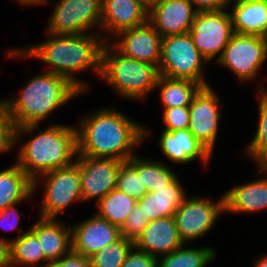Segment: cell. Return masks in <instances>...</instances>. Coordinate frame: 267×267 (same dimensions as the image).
I'll list each match as a JSON object with an SVG mask.
<instances>
[{
	"mask_svg": "<svg viewBox=\"0 0 267 267\" xmlns=\"http://www.w3.org/2000/svg\"><path fill=\"white\" fill-rule=\"evenodd\" d=\"M17 205H13L10 207H7L0 211V228H3L4 230H17L21 231L20 235H22L24 232L22 229H17L18 224L20 221V216L17 208L15 207ZM23 231V232H22Z\"/></svg>",
	"mask_w": 267,
	"mask_h": 267,
	"instance_id": "74e56055",
	"label": "cell"
},
{
	"mask_svg": "<svg viewBox=\"0 0 267 267\" xmlns=\"http://www.w3.org/2000/svg\"><path fill=\"white\" fill-rule=\"evenodd\" d=\"M159 147L163 156L175 164H188L197 158L204 164L211 161L212 153L192 135L189 129L171 132L163 130L159 137Z\"/></svg>",
	"mask_w": 267,
	"mask_h": 267,
	"instance_id": "d6986e66",
	"label": "cell"
},
{
	"mask_svg": "<svg viewBox=\"0 0 267 267\" xmlns=\"http://www.w3.org/2000/svg\"><path fill=\"white\" fill-rule=\"evenodd\" d=\"M135 204H137L135 198L114 188L96 203L98 206L96 215L121 228Z\"/></svg>",
	"mask_w": 267,
	"mask_h": 267,
	"instance_id": "4316f807",
	"label": "cell"
},
{
	"mask_svg": "<svg viewBox=\"0 0 267 267\" xmlns=\"http://www.w3.org/2000/svg\"><path fill=\"white\" fill-rule=\"evenodd\" d=\"M81 94L75 85L60 75L47 71L34 75L17 98L1 100L14 126V142H21L23 135H33L51 112Z\"/></svg>",
	"mask_w": 267,
	"mask_h": 267,
	"instance_id": "3957f363",
	"label": "cell"
},
{
	"mask_svg": "<svg viewBox=\"0 0 267 267\" xmlns=\"http://www.w3.org/2000/svg\"><path fill=\"white\" fill-rule=\"evenodd\" d=\"M134 243L121 236L90 257L91 267H121Z\"/></svg>",
	"mask_w": 267,
	"mask_h": 267,
	"instance_id": "1f68e13d",
	"label": "cell"
},
{
	"mask_svg": "<svg viewBox=\"0 0 267 267\" xmlns=\"http://www.w3.org/2000/svg\"><path fill=\"white\" fill-rule=\"evenodd\" d=\"M33 195V180L17 163L0 171V211Z\"/></svg>",
	"mask_w": 267,
	"mask_h": 267,
	"instance_id": "cb8c5ba5",
	"label": "cell"
},
{
	"mask_svg": "<svg viewBox=\"0 0 267 267\" xmlns=\"http://www.w3.org/2000/svg\"><path fill=\"white\" fill-rule=\"evenodd\" d=\"M121 162L118 159L77 155L74 163L80 173L82 201L95 199L97 203L116 188Z\"/></svg>",
	"mask_w": 267,
	"mask_h": 267,
	"instance_id": "7c38bea8",
	"label": "cell"
},
{
	"mask_svg": "<svg viewBox=\"0 0 267 267\" xmlns=\"http://www.w3.org/2000/svg\"><path fill=\"white\" fill-rule=\"evenodd\" d=\"M209 62L193 43L189 32L162 38L160 75L171 79H188L208 86L203 72Z\"/></svg>",
	"mask_w": 267,
	"mask_h": 267,
	"instance_id": "8992f818",
	"label": "cell"
},
{
	"mask_svg": "<svg viewBox=\"0 0 267 267\" xmlns=\"http://www.w3.org/2000/svg\"><path fill=\"white\" fill-rule=\"evenodd\" d=\"M211 85L201 87L189 106L190 118L188 129L211 153L215 148L221 110L220 97Z\"/></svg>",
	"mask_w": 267,
	"mask_h": 267,
	"instance_id": "4fadbf2b",
	"label": "cell"
},
{
	"mask_svg": "<svg viewBox=\"0 0 267 267\" xmlns=\"http://www.w3.org/2000/svg\"><path fill=\"white\" fill-rule=\"evenodd\" d=\"M116 188L136 200L142 198L147 193L141 181L140 155H134L129 160L121 162Z\"/></svg>",
	"mask_w": 267,
	"mask_h": 267,
	"instance_id": "f546056e",
	"label": "cell"
},
{
	"mask_svg": "<svg viewBox=\"0 0 267 267\" xmlns=\"http://www.w3.org/2000/svg\"><path fill=\"white\" fill-rule=\"evenodd\" d=\"M178 176L166 187L156 189L155 192H147L137 200L142 212L149 221L172 217L178 207L187 198Z\"/></svg>",
	"mask_w": 267,
	"mask_h": 267,
	"instance_id": "7402d4cb",
	"label": "cell"
},
{
	"mask_svg": "<svg viewBox=\"0 0 267 267\" xmlns=\"http://www.w3.org/2000/svg\"><path fill=\"white\" fill-rule=\"evenodd\" d=\"M47 39L36 45L10 49L8 56L30 57L50 65L51 72L69 80L83 94L89 89L88 82L75 77L74 72L93 71L101 75L102 50L106 40L99 33L76 35H52L46 33ZM92 69V70H91Z\"/></svg>",
	"mask_w": 267,
	"mask_h": 267,
	"instance_id": "6da1fadb",
	"label": "cell"
},
{
	"mask_svg": "<svg viewBox=\"0 0 267 267\" xmlns=\"http://www.w3.org/2000/svg\"><path fill=\"white\" fill-rule=\"evenodd\" d=\"M254 267H267V254L255 260Z\"/></svg>",
	"mask_w": 267,
	"mask_h": 267,
	"instance_id": "7bdbcfd3",
	"label": "cell"
},
{
	"mask_svg": "<svg viewBox=\"0 0 267 267\" xmlns=\"http://www.w3.org/2000/svg\"><path fill=\"white\" fill-rule=\"evenodd\" d=\"M267 37L234 33L215 62L228 68L240 82L253 80L266 62Z\"/></svg>",
	"mask_w": 267,
	"mask_h": 267,
	"instance_id": "30bf717a",
	"label": "cell"
},
{
	"mask_svg": "<svg viewBox=\"0 0 267 267\" xmlns=\"http://www.w3.org/2000/svg\"><path fill=\"white\" fill-rule=\"evenodd\" d=\"M146 11L150 12L161 0H136Z\"/></svg>",
	"mask_w": 267,
	"mask_h": 267,
	"instance_id": "60d3db41",
	"label": "cell"
},
{
	"mask_svg": "<svg viewBox=\"0 0 267 267\" xmlns=\"http://www.w3.org/2000/svg\"><path fill=\"white\" fill-rule=\"evenodd\" d=\"M228 8L218 11L197 12L189 34L199 53L210 63L222 56L234 34Z\"/></svg>",
	"mask_w": 267,
	"mask_h": 267,
	"instance_id": "9c48e42d",
	"label": "cell"
},
{
	"mask_svg": "<svg viewBox=\"0 0 267 267\" xmlns=\"http://www.w3.org/2000/svg\"><path fill=\"white\" fill-rule=\"evenodd\" d=\"M148 14L136 0H102L101 28L106 32L100 34L111 41L118 32L147 23Z\"/></svg>",
	"mask_w": 267,
	"mask_h": 267,
	"instance_id": "e0dca14e",
	"label": "cell"
},
{
	"mask_svg": "<svg viewBox=\"0 0 267 267\" xmlns=\"http://www.w3.org/2000/svg\"><path fill=\"white\" fill-rule=\"evenodd\" d=\"M225 213L224 195L219 200L198 195L187 197L174 213L177 230L184 243L206 235Z\"/></svg>",
	"mask_w": 267,
	"mask_h": 267,
	"instance_id": "8fae6325",
	"label": "cell"
},
{
	"mask_svg": "<svg viewBox=\"0 0 267 267\" xmlns=\"http://www.w3.org/2000/svg\"><path fill=\"white\" fill-rule=\"evenodd\" d=\"M216 258L212 247L186 248V243L170 254L157 258V267H206Z\"/></svg>",
	"mask_w": 267,
	"mask_h": 267,
	"instance_id": "83f0119b",
	"label": "cell"
},
{
	"mask_svg": "<svg viewBox=\"0 0 267 267\" xmlns=\"http://www.w3.org/2000/svg\"><path fill=\"white\" fill-rule=\"evenodd\" d=\"M194 9L200 11H218L228 8L227 0H191Z\"/></svg>",
	"mask_w": 267,
	"mask_h": 267,
	"instance_id": "f35d334b",
	"label": "cell"
},
{
	"mask_svg": "<svg viewBox=\"0 0 267 267\" xmlns=\"http://www.w3.org/2000/svg\"><path fill=\"white\" fill-rule=\"evenodd\" d=\"M160 89H159V88ZM202 86L188 79H171L159 76L156 88L160 92V101L163 108L190 106L193 97Z\"/></svg>",
	"mask_w": 267,
	"mask_h": 267,
	"instance_id": "484cf974",
	"label": "cell"
},
{
	"mask_svg": "<svg viewBox=\"0 0 267 267\" xmlns=\"http://www.w3.org/2000/svg\"><path fill=\"white\" fill-rule=\"evenodd\" d=\"M40 242L41 249L49 261L62 258L72 251V229L70 224L56 218L38 217L29 228Z\"/></svg>",
	"mask_w": 267,
	"mask_h": 267,
	"instance_id": "44dd1931",
	"label": "cell"
},
{
	"mask_svg": "<svg viewBox=\"0 0 267 267\" xmlns=\"http://www.w3.org/2000/svg\"><path fill=\"white\" fill-rule=\"evenodd\" d=\"M239 1H243V0H227V6H229L232 3L239 2Z\"/></svg>",
	"mask_w": 267,
	"mask_h": 267,
	"instance_id": "ee69618b",
	"label": "cell"
},
{
	"mask_svg": "<svg viewBox=\"0 0 267 267\" xmlns=\"http://www.w3.org/2000/svg\"><path fill=\"white\" fill-rule=\"evenodd\" d=\"M71 229L72 251L89 258L121 237L118 226L96 214L71 225Z\"/></svg>",
	"mask_w": 267,
	"mask_h": 267,
	"instance_id": "9a60e30c",
	"label": "cell"
},
{
	"mask_svg": "<svg viewBox=\"0 0 267 267\" xmlns=\"http://www.w3.org/2000/svg\"><path fill=\"white\" fill-rule=\"evenodd\" d=\"M189 106H178L173 108H164L163 122L165 131L188 129L189 126Z\"/></svg>",
	"mask_w": 267,
	"mask_h": 267,
	"instance_id": "836d02e7",
	"label": "cell"
},
{
	"mask_svg": "<svg viewBox=\"0 0 267 267\" xmlns=\"http://www.w3.org/2000/svg\"><path fill=\"white\" fill-rule=\"evenodd\" d=\"M177 176L166 163L141 157V181L147 192L166 187Z\"/></svg>",
	"mask_w": 267,
	"mask_h": 267,
	"instance_id": "4dcf8cb0",
	"label": "cell"
},
{
	"mask_svg": "<svg viewBox=\"0 0 267 267\" xmlns=\"http://www.w3.org/2000/svg\"><path fill=\"white\" fill-rule=\"evenodd\" d=\"M42 261L45 264H42ZM49 262L41 249L37 236L30 229L26 230L22 235L11 239V267H46Z\"/></svg>",
	"mask_w": 267,
	"mask_h": 267,
	"instance_id": "d4e9b609",
	"label": "cell"
},
{
	"mask_svg": "<svg viewBox=\"0 0 267 267\" xmlns=\"http://www.w3.org/2000/svg\"><path fill=\"white\" fill-rule=\"evenodd\" d=\"M39 183L44 184L39 217L57 219L70 204L83 202L80 173L75 163L38 176L33 180V193L39 188Z\"/></svg>",
	"mask_w": 267,
	"mask_h": 267,
	"instance_id": "52a82bcc",
	"label": "cell"
},
{
	"mask_svg": "<svg viewBox=\"0 0 267 267\" xmlns=\"http://www.w3.org/2000/svg\"><path fill=\"white\" fill-rule=\"evenodd\" d=\"M174 216L149 221L134 246L152 256L167 255L183 246Z\"/></svg>",
	"mask_w": 267,
	"mask_h": 267,
	"instance_id": "ac0fdd59",
	"label": "cell"
},
{
	"mask_svg": "<svg viewBox=\"0 0 267 267\" xmlns=\"http://www.w3.org/2000/svg\"><path fill=\"white\" fill-rule=\"evenodd\" d=\"M121 267H157V257L140 251L133 246L127 253Z\"/></svg>",
	"mask_w": 267,
	"mask_h": 267,
	"instance_id": "d590c367",
	"label": "cell"
},
{
	"mask_svg": "<svg viewBox=\"0 0 267 267\" xmlns=\"http://www.w3.org/2000/svg\"><path fill=\"white\" fill-rule=\"evenodd\" d=\"M160 73L153 64L138 61L120 53L110 41L102 50L101 75L120 97L145 100L157 85Z\"/></svg>",
	"mask_w": 267,
	"mask_h": 267,
	"instance_id": "5b68a950",
	"label": "cell"
},
{
	"mask_svg": "<svg viewBox=\"0 0 267 267\" xmlns=\"http://www.w3.org/2000/svg\"><path fill=\"white\" fill-rule=\"evenodd\" d=\"M92 113V114H91ZM83 116L77 130V155L127 161L151 133L115 108Z\"/></svg>",
	"mask_w": 267,
	"mask_h": 267,
	"instance_id": "7a4b0ae2",
	"label": "cell"
},
{
	"mask_svg": "<svg viewBox=\"0 0 267 267\" xmlns=\"http://www.w3.org/2000/svg\"><path fill=\"white\" fill-rule=\"evenodd\" d=\"M149 220L142 212V208L135 204L133 210L128 214L125 223L120 228L121 236L133 243L139 238Z\"/></svg>",
	"mask_w": 267,
	"mask_h": 267,
	"instance_id": "d6a6232c",
	"label": "cell"
},
{
	"mask_svg": "<svg viewBox=\"0 0 267 267\" xmlns=\"http://www.w3.org/2000/svg\"><path fill=\"white\" fill-rule=\"evenodd\" d=\"M114 37L118 41L110 43L123 55L159 67L162 37L149 22L122 30Z\"/></svg>",
	"mask_w": 267,
	"mask_h": 267,
	"instance_id": "5bb4252c",
	"label": "cell"
},
{
	"mask_svg": "<svg viewBox=\"0 0 267 267\" xmlns=\"http://www.w3.org/2000/svg\"><path fill=\"white\" fill-rule=\"evenodd\" d=\"M77 127L52 124L20 145L17 164L32 179L52 170L65 168L77 156Z\"/></svg>",
	"mask_w": 267,
	"mask_h": 267,
	"instance_id": "277c9868",
	"label": "cell"
},
{
	"mask_svg": "<svg viewBox=\"0 0 267 267\" xmlns=\"http://www.w3.org/2000/svg\"><path fill=\"white\" fill-rule=\"evenodd\" d=\"M16 1V0H15ZM18 3L23 4V5H43L44 3L47 4V0H17Z\"/></svg>",
	"mask_w": 267,
	"mask_h": 267,
	"instance_id": "b9f144b4",
	"label": "cell"
},
{
	"mask_svg": "<svg viewBox=\"0 0 267 267\" xmlns=\"http://www.w3.org/2000/svg\"><path fill=\"white\" fill-rule=\"evenodd\" d=\"M46 267H91V260L71 251L58 260L50 261Z\"/></svg>",
	"mask_w": 267,
	"mask_h": 267,
	"instance_id": "8d00e7d4",
	"label": "cell"
},
{
	"mask_svg": "<svg viewBox=\"0 0 267 267\" xmlns=\"http://www.w3.org/2000/svg\"><path fill=\"white\" fill-rule=\"evenodd\" d=\"M14 147V126L4 104L0 101V154Z\"/></svg>",
	"mask_w": 267,
	"mask_h": 267,
	"instance_id": "e575fe53",
	"label": "cell"
},
{
	"mask_svg": "<svg viewBox=\"0 0 267 267\" xmlns=\"http://www.w3.org/2000/svg\"><path fill=\"white\" fill-rule=\"evenodd\" d=\"M261 85L258 88V123L257 130L249 143L245 154L256 162L257 166L267 167V90Z\"/></svg>",
	"mask_w": 267,
	"mask_h": 267,
	"instance_id": "f1b7e54d",
	"label": "cell"
},
{
	"mask_svg": "<svg viewBox=\"0 0 267 267\" xmlns=\"http://www.w3.org/2000/svg\"><path fill=\"white\" fill-rule=\"evenodd\" d=\"M197 11L191 0H161L148 14V22L162 38L191 30Z\"/></svg>",
	"mask_w": 267,
	"mask_h": 267,
	"instance_id": "2e32d148",
	"label": "cell"
},
{
	"mask_svg": "<svg viewBox=\"0 0 267 267\" xmlns=\"http://www.w3.org/2000/svg\"><path fill=\"white\" fill-rule=\"evenodd\" d=\"M53 9L46 33L76 35L101 27L102 0H59Z\"/></svg>",
	"mask_w": 267,
	"mask_h": 267,
	"instance_id": "ba28073f",
	"label": "cell"
},
{
	"mask_svg": "<svg viewBox=\"0 0 267 267\" xmlns=\"http://www.w3.org/2000/svg\"><path fill=\"white\" fill-rule=\"evenodd\" d=\"M259 175H267V167L258 166ZM224 195L225 212L254 213L267 208V176L238 185Z\"/></svg>",
	"mask_w": 267,
	"mask_h": 267,
	"instance_id": "ffe728a7",
	"label": "cell"
},
{
	"mask_svg": "<svg viewBox=\"0 0 267 267\" xmlns=\"http://www.w3.org/2000/svg\"><path fill=\"white\" fill-rule=\"evenodd\" d=\"M10 241L11 239L0 236V267H11Z\"/></svg>",
	"mask_w": 267,
	"mask_h": 267,
	"instance_id": "ab89813d",
	"label": "cell"
},
{
	"mask_svg": "<svg viewBox=\"0 0 267 267\" xmlns=\"http://www.w3.org/2000/svg\"><path fill=\"white\" fill-rule=\"evenodd\" d=\"M232 7L234 33L267 37V2L265 0H243L228 6Z\"/></svg>",
	"mask_w": 267,
	"mask_h": 267,
	"instance_id": "603a6c76",
	"label": "cell"
}]
</instances>
